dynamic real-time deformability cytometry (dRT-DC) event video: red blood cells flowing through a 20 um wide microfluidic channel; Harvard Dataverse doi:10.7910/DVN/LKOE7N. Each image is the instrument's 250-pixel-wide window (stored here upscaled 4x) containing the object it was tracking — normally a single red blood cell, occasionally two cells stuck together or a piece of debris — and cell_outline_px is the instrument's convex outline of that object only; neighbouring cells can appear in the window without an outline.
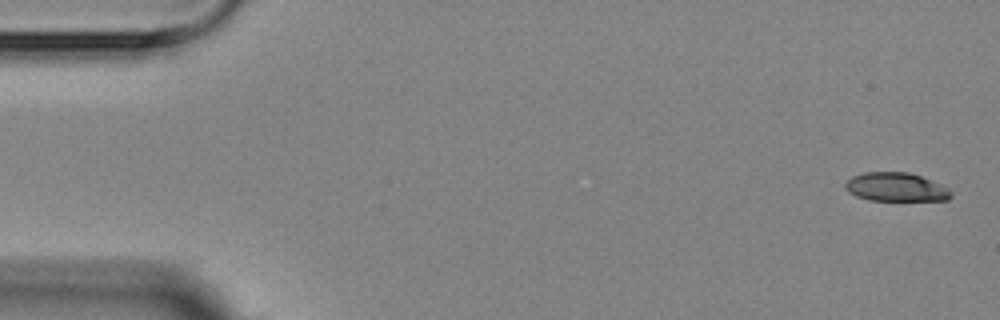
{"species": "Egyptian fruit bat (a non-hibernating species)", "species_latin": "Rousettus aegyptiacus", "temperature_condition": "room temperature", "stored_images_in_passage": 5, "camera_frame_rate_fps": 3000, "um_per_image_px": 0.085, "animal": {"sex": "female"}, "frame": {"image": 1, "passage_image": 1, "time_ms": 0.0, "image_size_px": [1000, 320], "cell_outline_px": [[952, 196], [948, 200], [868, 200], [856, 196], [848, 192], [844, 188], [844, 184], [852, 176], [864, 172], [908, 172], [920, 176], [940, 184], [948, 188], [952, 192]], "centroid_in_image_um": [76.13, 15.9], "position_along_channel_um": 8.9, "area_um2": 17.69}}
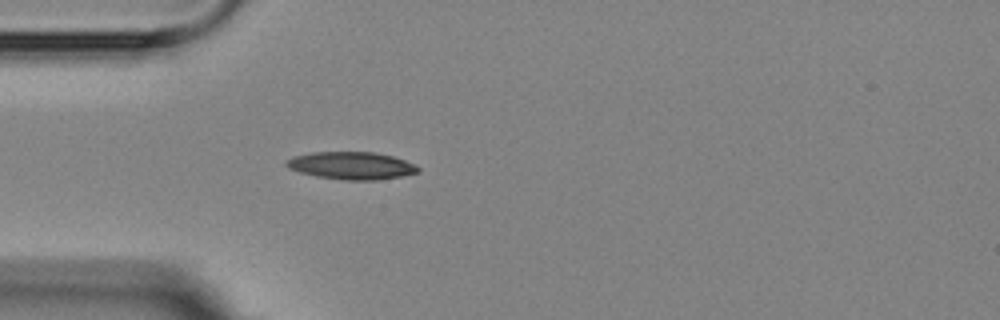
{"frame": {"image": 2, "passage_image": 5, "time_ms": 4.667, "image_size_px": [1000, 320], "cell_outline_px": [[420, 172], [400, 176], [376, 180], [344, 180], [316, 176], [300, 172], [288, 168], [284, 164], [284, 160], [292, 156], [312, 152], [372, 152], [392, 156], [416, 164], [420, 168]], "centroid_in_image_um": [29.84, 14.07], "position_along_channel_um": 55.2, "area_um2": 21.21}}